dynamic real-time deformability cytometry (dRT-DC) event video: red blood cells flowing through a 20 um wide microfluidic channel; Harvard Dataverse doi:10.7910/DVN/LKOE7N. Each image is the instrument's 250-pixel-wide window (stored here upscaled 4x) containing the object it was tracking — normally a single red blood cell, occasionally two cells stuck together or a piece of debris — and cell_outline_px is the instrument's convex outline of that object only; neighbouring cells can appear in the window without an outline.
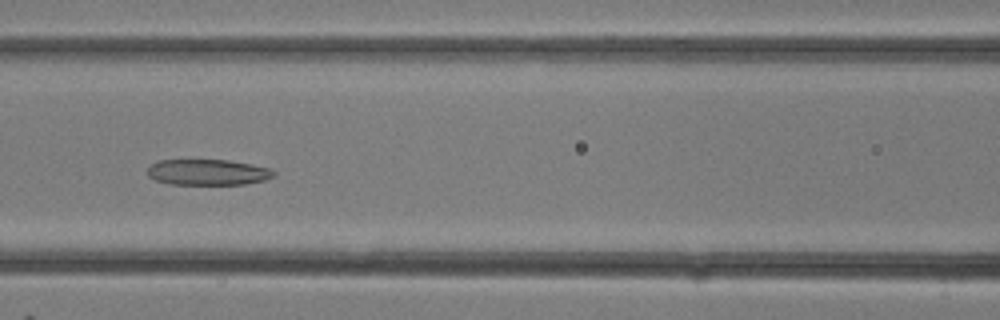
{"species": "common noctule bat (a hibernating species)", "species_latin": "Nyctalus noctula", "temperature_condition": "room temperature", "stored_images_in_passage": 29, "camera_frame_rate_fps": 3000, "um_per_image_px": 0.085, "animal": {"sex": "female"}, "frame": {"image": 1, "passage_image": 11, "time_ms": 3.333, "image_size_px": [1000, 320], "cell_outline_px": [[276, 176], [264, 180], [244, 184], [168, 184], [156, 180], [148, 176], [148, 168], [156, 160], [228, 160], [252, 164], [268, 168], [276, 172]], "centroid_in_image_um": [17.67, 14.64], "position_along_channel_um": 148.9, "area_um2": 19.02}}
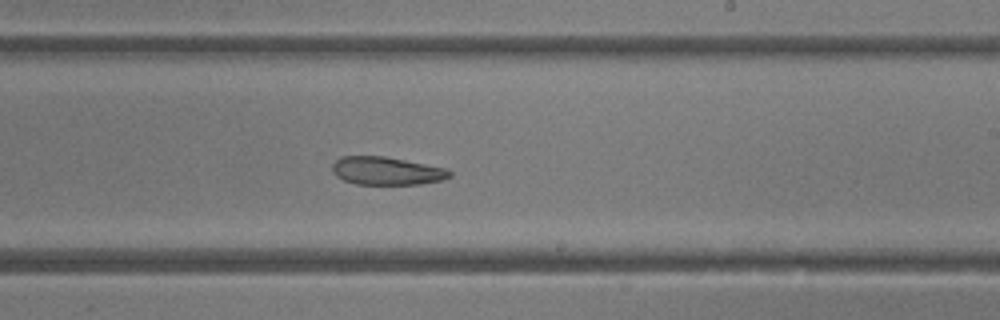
{"frame": {"image": 2, "passage_image": 16, "time_ms": 5.0, "image_size_px": [1000, 320], "cell_outline_px": [[452, 176], [444, 180], [420, 184], [356, 184], [344, 180], [336, 176], [332, 172], [332, 164], [340, 156], [384, 156], [444, 168], [452, 172]], "centroid_in_image_um": [32.84, 14.53], "position_along_channel_um": 256.2, "area_um2": 19.13}}
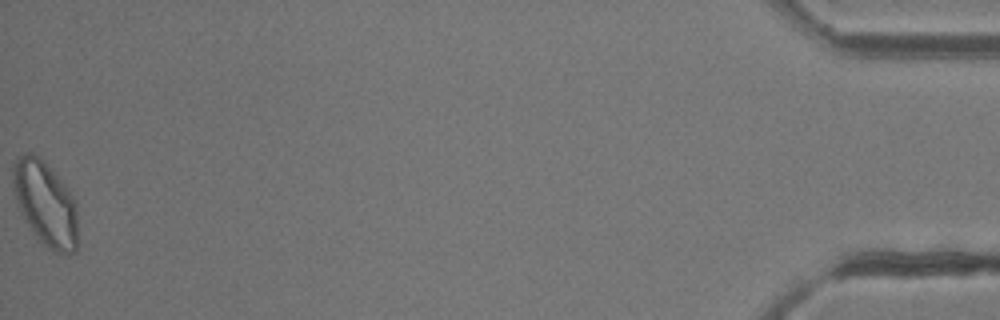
{"frame": {"image": 3, "passage_image": 29, "time_ms": 9.333, "image_size_px": [1000, 320], "cell_outline_px": [[76, 252], [68, 256], [64, 256], [52, 252], [40, 240], [24, 220], [12, 184], [12, 168], [16, 156], [24, 152], [32, 152], [40, 156], [44, 160], [68, 188], [76, 200]], "centroid_in_image_um": [3.86, 17.28], "position_along_channel_um": 431.3, "area_um2": 32.31}}